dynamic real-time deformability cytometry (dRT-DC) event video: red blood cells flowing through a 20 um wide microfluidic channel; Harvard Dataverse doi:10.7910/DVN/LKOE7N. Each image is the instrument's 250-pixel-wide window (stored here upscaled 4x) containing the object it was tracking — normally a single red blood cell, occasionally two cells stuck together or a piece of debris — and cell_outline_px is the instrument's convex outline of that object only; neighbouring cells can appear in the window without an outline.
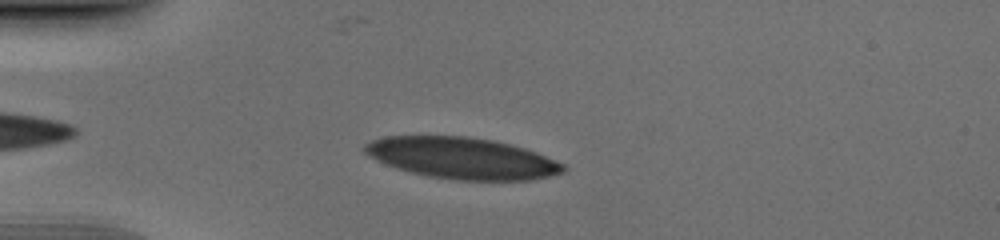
{"species": "human", "species_latin": "Homo sapiens", "temperature_condition": "cold", "stored_images_in_passage": 37, "camera_frame_rate_fps": 3000, "um_per_image_px": 0.085, "donor": {"sex": "male"}, "frame": {"image": 1, "passage_image": 5, "time_ms": 1.333, "image_size_px": [1000, 240], "cell_outline_px": [[568, 168], [564, 172], [532, 180], [456, 180], [428, 176], [396, 168], [376, 160], [368, 156], [360, 148], [364, 144], [372, 140], [384, 136], [468, 136], [492, 140], [524, 148], [536, 152], [564, 164]], "centroid_in_image_um": [39.24, 13.44], "position_along_channel_um": 45.8, "area_um2": 47.92}}
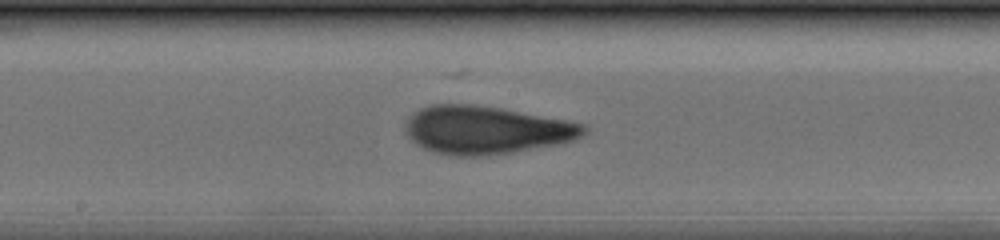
{"frame": {"image": 2, "passage_image": 19, "time_ms": 6.0, "image_size_px": [1000, 240], "cell_outline_px": [[588, 132], [584, 136], [560, 144], [512, 152], [484, 156], [448, 156], [432, 152], [416, 144], [408, 136], [404, 128], [404, 120], [412, 112], [428, 104], [476, 104], [504, 108], [568, 120], [584, 124], [588, 128]], "centroid_in_image_um": [41.3, 11.04], "position_along_channel_um": 206.9, "area_um2": 50.86}}
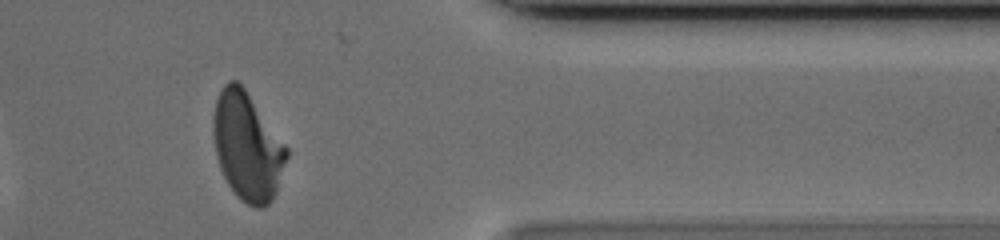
{"frame": {"image": 3, "passage_image": 34, "time_ms": 11.0, "image_size_px": [1000, 240], "cell_outline_px": [[288, 156], [276, 192], [272, 200], [264, 208], [256, 208], [240, 200], [228, 184], [220, 168], [216, 156], [212, 132], [212, 116], [216, 100], [224, 84], [228, 80], [236, 80], [244, 88], [288, 148]], "centroid_in_image_um": [21.0, 12.46], "position_along_channel_um": 390.4, "area_um2": 46.01}}